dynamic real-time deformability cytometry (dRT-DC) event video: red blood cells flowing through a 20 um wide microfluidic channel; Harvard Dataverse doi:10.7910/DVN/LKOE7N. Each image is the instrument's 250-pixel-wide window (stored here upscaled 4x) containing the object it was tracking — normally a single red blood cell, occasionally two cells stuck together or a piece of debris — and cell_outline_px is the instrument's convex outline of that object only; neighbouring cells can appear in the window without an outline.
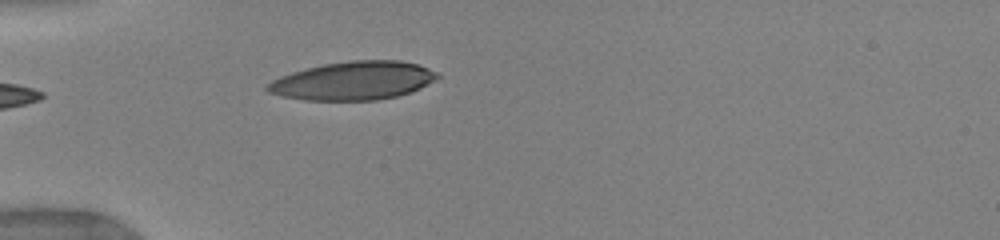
{"species": "human", "species_latin": "Homo sapiens", "temperature_condition": "warm", "stored_images_in_passage": 25, "camera_frame_rate_fps": 3000, "um_per_image_px": 0.085, "donor": {"sex": "female"}, "frame": {"image": 1, "passage_image": 1, "time_ms": 0.0, "image_size_px": [1000, 240], "cell_outline_px": [[440, 76], [420, 88], [412, 92], [396, 96], [376, 100], [304, 100], [284, 96], [268, 92], [264, 88], [272, 80], [280, 76], [292, 72], [324, 64], [352, 60], [400, 60], [416, 64], [440, 72]], "centroid_in_image_um": [30.04, 6.86], "position_along_channel_um": 55.0, "area_um2": 37.92}}
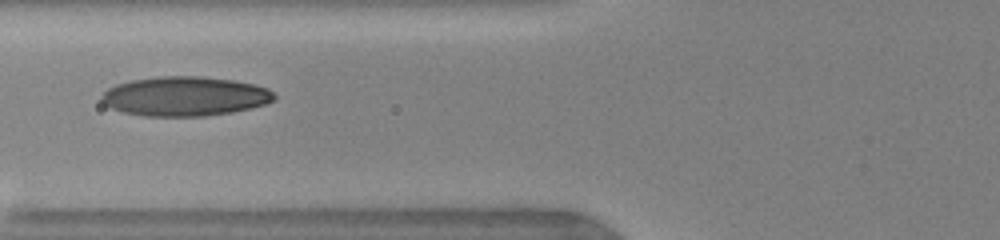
{"frame": {"image": 2, "passage_image": 8, "time_ms": 1.667, "image_size_px": [1000, 240], "cell_outline_px": [[276, 100], [252, 108], [232, 112], [204, 116], [144, 116], [124, 112], [112, 108], [104, 104], [100, 100], [100, 96], [108, 88], [116, 84], [132, 80], [160, 76], [196, 76], [232, 80], [252, 84], [268, 88], [276, 96]], "centroid_in_image_um": [15.7, 8.19], "position_along_channel_um": 110.1, "area_um2": 39.65}}